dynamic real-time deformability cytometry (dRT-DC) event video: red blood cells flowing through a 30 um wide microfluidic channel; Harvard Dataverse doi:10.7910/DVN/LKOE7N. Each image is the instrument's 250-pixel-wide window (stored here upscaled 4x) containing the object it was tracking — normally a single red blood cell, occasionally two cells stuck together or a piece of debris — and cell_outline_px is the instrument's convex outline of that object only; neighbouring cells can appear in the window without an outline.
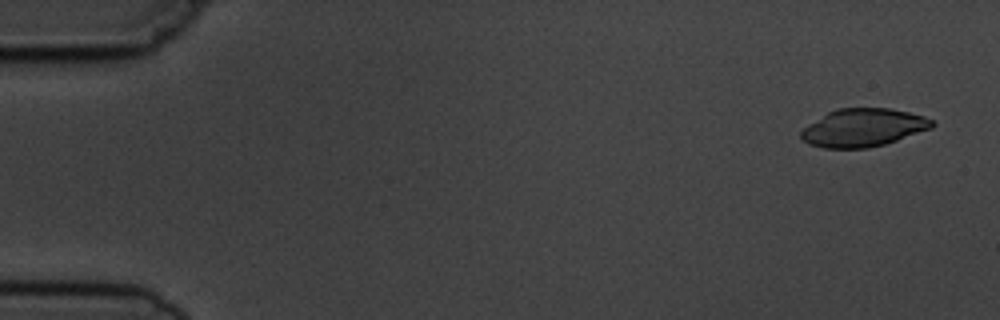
{"species": "common noctule bat (a hibernating species)", "species_latin": "Nyctalus noctula", "temperature_condition": "cold", "stored_images_in_passage": 11, "camera_frame_rate_fps": 3000, "um_per_image_px": 0.085, "animal": {"sex": "male", "body_mass_g": 19.5, "forearm_length_mm": 54.6}, "frame": {"image": 1, "passage_image": 1, "time_ms": 0.0, "image_size_px": [1000, 320], "cell_outline_px": [[936, 124], [932, 128], [884, 144], [868, 148], [824, 148], [808, 144], [800, 136], [800, 132], [804, 128], [828, 112], [836, 108], [888, 108], [908, 112], [924, 116], [932, 120]], "centroid_in_image_um": [73.38, 10.85], "position_along_channel_um": 11.6, "area_um2": 28.78}}